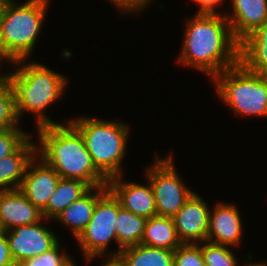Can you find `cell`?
<instances>
[{"label": "cell", "mask_w": 267, "mask_h": 266, "mask_svg": "<svg viewBox=\"0 0 267 266\" xmlns=\"http://www.w3.org/2000/svg\"><path fill=\"white\" fill-rule=\"evenodd\" d=\"M198 4L197 13H218L217 7H221V4L225 0H192Z\"/></svg>", "instance_id": "30"}, {"label": "cell", "mask_w": 267, "mask_h": 266, "mask_svg": "<svg viewBox=\"0 0 267 266\" xmlns=\"http://www.w3.org/2000/svg\"><path fill=\"white\" fill-rule=\"evenodd\" d=\"M201 252L206 266H238V260L229 246L209 241L201 242Z\"/></svg>", "instance_id": "24"}, {"label": "cell", "mask_w": 267, "mask_h": 266, "mask_svg": "<svg viewBox=\"0 0 267 266\" xmlns=\"http://www.w3.org/2000/svg\"><path fill=\"white\" fill-rule=\"evenodd\" d=\"M210 208L208 203L194 192L173 217L182 244H199L206 241Z\"/></svg>", "instance_id": "10"}, {"label": "cell", "mask_w": 267, "mask_h": 266, "mask_svg": "<svg viewBox=\"0 0 267 266\" xmlns=\"http://www.w3.org/2000/svg\"><path fill=\"white\" fill-rule=\"evenodd\" d=\"M30 135L12 154L0 160V191L19 189L27 167L37 155Z\"/></svg>", "instance_id": "16"}, {"label": "cell", "mask_w": 267, "mask_h": 266, "mask_svg": "<svg viewBox=\"0 0 267 266\" xmlns=\"http://www.w3.org/2000/svg\"><path fill=\"white\" fill-rule=\"evenodd\" d=\"M127 266H173L174 251L142 244L125 249L119 254Z\"/></svg>", "instance_id": "22"}, {"label": "cell", "mask_w": 267, "mask_h": 266, "mask_svg": "<svg viewBox=\"0 0 267 266\" xmlns=\"http://www.w3.org/2000/svg\"><path fill=\"white\" fill-rule=\"evenodd\" d=\"M117 214L118 198L108 189L97 200L91 220L76 238L87 264L96 257L114 255L108 245L111 241L117 242L115 230Z\"/></svg>", "instance_id": "7"}, {"label": "cell", "mask_w": 267, "mask_h": 266, "mask_svg": "<svg viewBox=\"0 0 267 266\" xmlns=\"http://www.w3.org/2000/svg\"><path fill=\"white\" fill-rule=\"evenodd\" d=\"M239 208L233 203L218 202L210 209L206 241L229 247H239L243 225Z\"/></svg>", "instance_id": "12"}, {"label": "cell", "mask_w": 267, "mask_h": 266, "mask_svg": "<svg viewBox=\"0 0 267 266\" xmlns=\"http://www.w3.org/2000/svg\"><path fill=\"white\" fill-rule=\"evenodd\" d=\"M16 114L15 93L7 77L0 84V130L20 128Z\"/></svg>", "instance_id": "23"}, {"label": "cell", "mask_w": 267, "mask_h": 266, "mask_svg": "<svg viewBox=\"0 0 267 266\" xmlns=\"http://www.w3.org/2000/svg\"><path fill=\"white\" fill-rule=\"evenodd\" d=\"M178 62L211 77L239 62V42L224 13H196L187 19Z\"/></svg>", "instance_id": "1"}, {"label": "cell", "mask_w": 267, "mask_h": 266, "mask_svg": "<svg viewBox=\"0 0 267 266\" xmlns=\"http://www.w3.org/2000/svg\"><path fill=\"white\" fill-rule=\"evenodd\" d=\"M224 12L235 39L240 42L267 20V0H232Z\"/></svg>", "instance_id": "15"}, {"label": "cell", "mask_w": 267, "mask_h": 266, "mask_svg": "<svg viewBox=\"0 0 267 266\" xmlns=\"http://www.w3.org/2000/svg\"><path fill=\"white\" fill-rule=\"evenodd\" d=\"M173 266H206L199 244H182L174 250Z\"/></svg>", "instance_id": "26"}, {"label": "cell", "mask_w": 267, "mask_h": 266, "mask_svg": "<svg viewBox=\"0 0 267 266\" xmlns=\"http://www.w3.org/2000/svg\"><path fill=\"white\" fill-rule=\"evenodd\" d=\"M105 261L102 266H127L120 255H107Z\"/></svg>", "instance_id": "31"}, {"label": "cell", "mask_w": 267, "mask_h": 266, "mask_svg": "<svg viewBox=\"0 0 267 266\" xmlns=\"http://www.w3.org/2000/svg\"><path fill=\"white\" fill-rule=\"evenodd\" d=\"M108 185L92 187L85 195L71 203L54 219L68 226L76 239L92 218L97 200L108 190ZM96 193H95V192ZM94 192V193H92Z\"/></svg>", "instance_id": "17"}, {"label": "cell", "mask_w": 267, "mask_h": 266, "mask_svg": "<svg viewBox=\"0 0 267 266\" xmlns=\"http://www.w3.org/2000/svg\"><path fill=\"white\" fill-rule=\"evenodd\" d=\"M0 266H16L9 250L6 232L0 229Z\"/></svg>", "instance_id": "29"}, {"label": "cell", "mask_w": 267, "mask_h": 266, "mask_svg": "<svg viewBox=\"0 0 267 266\" xmlns=\"http://www.w3.org/2000/svg\"><path fill=\"white\" fill-rule=\"evenodd\" d=\"M69 122L81 133L96 168L109 180L123 174L129 127L122 121L79 117Z\"/></svg>", "instance_id": "5"}, {"label": "cell", "mask_w": 267, "mask_h": 266, "mask_svg": "<svg viewBox=\"0 0 267 266\" xmlns=\"http://www.w3.org/2000/svg\"><path fill=\"white\" fill-rule=\"evenodd\" d=\"M239 63L250 72H267V20L239 42Z\"/></svg>", "instance_id": "18"}, {"label": "cell", "mask_w": 267, "mask_h": 266, "mask_svg": "<svg viewBox=\"0 0 267 266\" xmlns=\"http://www.w3.org/2000/svg\"><path fill=\"white\" fill-rule=\"evenodd\" d=\"M44 219L42 212L20 191H0V229L5 232L17 226L38 223Z\"/></svg>", "instance_id": "14"}, {"label": "cell", "mask_w": 267, "mask_h": 266, "mask_svg": "<svg viewBox=\"0 0 267 266\" xmlns=\"http://www.w3.org/2000/svg\"><path fill=\"white\" fill-rule=\"evenodd\" d=\"M37 136V156L61 178L80 180L91 188L108 185V179L94 165L81 133L69 120L39 127Z\"/></svg>", "instance_id": "2"}, {"label": "cell", "mask_w": 267, "mask_h": 266, "mask_svg": "<svg viewBox=\"0 0 267 266\" xmlns=\"http://www.w3.org/2000/svg\"><path fill=\"white\" fill-rule=\"evenodd\" d=\"M60 241L50 250L36 257L25 259L16 266H67L73 259L67 251L60 252Z\"/></svg>", "instance_id": "25"}, {"label": "cell", "mask_w": 267, "mask_h": 266, "mask_svg": "<svg viewBox=\"0 0 267 266\" xmlns=\"http://www.w3.org/2000/svg\"><path fill=\"white\" fill-rule=\"evenodd\" d=\"M124 175L108 180V188L119 199L121 206L130 212L146 219L157 215L152 186L147 179L146 184L126 182Z\"/></svg>", "instance_id": "13"}, {"label": "cell", "mask_w": 267, "mask_h": 266, "mask_svg": "<svg viewBox=\"0 0 267 266\" xmlns=\"http://www.w3.org/2000/svg\"><path fill=\"white\" fill-rule=\"evenodd\" d=\"M146 220V218L124 209L118 199V214L115 225L118 250L114 252V255H119L121 251L141 243Z\"/></svg>", "instance_id": "21"}, {"label": "cell", "mask_w": 267, "mask_h": 266, "mask_svg": "<svg viewBox=\"0 0 267 266\" xmlns=\"http://www.w3.org/2000/svg\"><path fill=\"white\" fill-rule=\"evenodd\" d=\"M29 136L21 128L0 130V160L12 154Z\"/></svg>", "instance_id": "27"}, {"label": "cell", "mask_w": 267, "mask_h": 266, "mask_svg": "<svg viewBox=\"0 0 267 266\" xmlns=\"http://www.w3.org/2000/svg\"><path fill=\"white\" fill-rule=\"evenodd\" d=\"M156 158L146 167L145 178L149 180L159 216L173 218L194 193L178 175L173 155ZM180 177V178H179Z\"/></svg>", "instance_id": "8"}, {"label": "cell", "mask_w": 267, "mask_h": 266, "mask_svg": "<svg viewBox=\"0 0 267 266\" xmlns=\"http://www.w3.org/2000/svg\"><path fill=\"white\" fill-rule=\"evenodd\" d=\"M60 178L51 166L36 155L29 163L19 189L42 212Z\"/></svg>", "instance_id": "11"}, {"label": "cell", "mask_w": 267, "mask_h": 266, "mask_svg": "<svg viewBox=\"0 0 267 266\" xmlns=\"http://www.w3.org/2000/svg\"><path fill=\"white\" fill-rule=\"evenodd\" d=\"M27 59L11 64L15 66L8 71L15 93L16 114L21 118L30 112L35 116L36 129L42 126L59 124L45 114L46 109L61 99L69 83L63 73H57L39 62ZM19 67V68H18ZM25 113V114H24Z\"/></svg>", "instance_id": "3"}, {"label": "cell", "mask_w": 267, "mask_h": 266, "mask_svg": "<svg viewBox=\"0 0 267 266\" xmlns=\"http://www.w3.org/2000/svg\"><path fill=\"white\" fill-rule=\"evenodd\" d=\"M91 187L80 180L60 178L55 191L42 211L45 219H55L71 203L85 195Z\"/></svg>", "instance_id": "20"}, {"label": "cell", "mask_w": 267, "mask_h": 266, "mask_svg": "<svg viewBox=\"0 0 267 266\" xmlns=\"http://www.w3.org/2000/svg\"><path fill=\"white\" fill-rule=\"evenodd\" d=\"M49 3L50 0L6 2L0 19V56L10 64L30 59L42 30Z\"/></svg>", "instance_id": "4"}, {"label": "cell", "mask_w": 267, "mask_h": 266, "mask_svg": "<svg viewBox=\"0 0 267 266\" xmlns=\"http://www.w3.org/2000/svg\"><path fill=\"white\" fill-rule=\"evenodd\" d=\"M140 244L173 251L182 245L173 218L159 215L146 220L144 235Z\"/></svg>", "instance_id": "19"}, {"label": "cell", "mask_w": 267, "mask_h": 266, "mask_svg": "<svg viewBox=\"0 0 267 266\" xmlns=\"http://www.w3.org/2000/svg\"><path fill=\"white\" fill-rule=\"evenodd\" d=\"M42 221L30 225L17 226L6 231L10 254L17 265L19 262L36 257L52 249L60 239L57 235L43 226Z\"/></svg>", "instance_id": "9"}, {"label": "cell", "mask_w": 267, "mask_h": 266, "mask_svg": "<svg viewBox=\"0 0 267 266\" xmlns=\"http://www.w3.org/2000/svg\"><path fill=\"white\" fill-rule=\"evenodd\" d=\"M67 266H77V264L72 260Z\"/></svg>", "instance_id": "35"}, {"label": "cell", "mask_w": 267, "mask_h": 266, "mask_svg": "<svg viewBox=\"0 0 267 266\" xmlns=\"http://www.w3.org/2000/svg\"><path fill=\"white\" fill-rule=\"evenodd\" d=\"M5 60L6 62H8L5 58H3L2 56H0V64L1 62H3L2 60ZM2 65H0V70L2 69L1 68ZM8 77V71L6 73H2L1 74V71H0V84Z\"/></svg>", "instance_id": "32"}, {"label": "cell", "mask_w": 267, "mask_h": 266, "mask_svg": "<svg viewBox=\"0 0 267 266\" xmlns=\"http://www.w3.org/2000/svg\"><path fill=\"white\" fill-rule=\"evenodd\" d=\"M7 1L8 0H0V19H1V16H2V12H3L4 6H5Z\"/></svg>", "instance_id": "34"}, {"label": "cell", "mask_w": 267, "mask_h": 266, "mask_svg": "<svg viewBox=\"0 0 267 266\" xmlns=\"http://www.w3.org/2000/svg\"><path fill=\"white\" fill-rule=\"evenodd\" d=\"M244 266H267V263L266 261L264 262H251V261H248L247 264H245Z\"/></svg>", "instance_id": "33"}, {"label": "cell", "mask_w": 267, "mask_h": 266, "mask_svg": "<svg viewBox=\"0 0 267 266\" xmlns=\"http://www.w3.org/2000/svg\"><path fill=\"white\" fill-rule=\"evenodd\" d=\"M211 81L218 98L239 116L267 117V77L248 71L241 63Z\"/></svg>", "instance_id": "6"}, {"label": "cell", "mask_w": 267, "mask_h": 266, "mask_svg": "<svg viewBox=\"0 0 267 266\" xmlns=\"http://www.w3.org/2000/svg\"><path fill=\"white\" fill-rule=\"evenodd\" d=\"M153 0H109L115 8L117 7L119 12L123 15V13H140L150 6Z\"/></svg>", "instance_id": "28"}]
</instances>
